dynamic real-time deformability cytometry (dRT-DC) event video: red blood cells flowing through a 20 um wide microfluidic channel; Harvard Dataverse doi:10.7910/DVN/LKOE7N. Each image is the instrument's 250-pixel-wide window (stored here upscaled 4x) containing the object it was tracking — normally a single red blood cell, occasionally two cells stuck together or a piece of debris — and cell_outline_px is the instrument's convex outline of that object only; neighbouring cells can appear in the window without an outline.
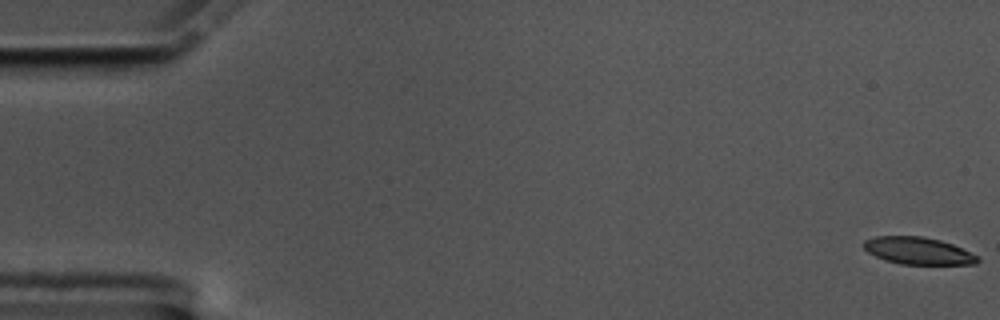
{"species": "common noctule bat (a hibernating species)", "species_latin": "Nyctalus noctula", "temperature_condition": "cold", "stored_images_in_passage": 58, "camera_frame_rate_fps": 3000, "um_per_image_px": 0.085, "animal": {"sex": "male", "body_mass_g": 17.5, "forearm_length_mm": 52.3}, "frame": {"image": 1, "passage_image": 1, "time_ms": 0.0, "image_size_px": [1000, 320], "cell_outline_px": [[980, 260], [976, 264], [900, 264], [884, 260], [868, 252], [864, 248], [864, 240], [876, 236], [924, 236], [940, 240], [952, 244], [980, 256]], "centroid_in_image_um": [78.06, 21.32], "position_along_channel_um": 6.9, "area_um2": 18.09}}
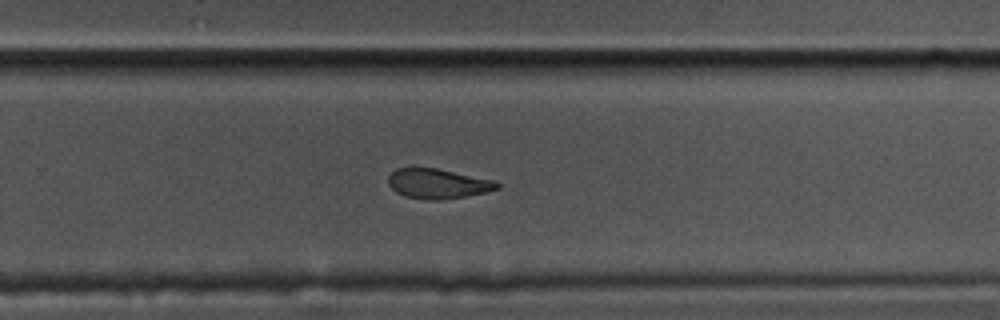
{"frame": {"image": 2, "passage_image": 38, "time_ms": 12.333, "image_size_px": [1000, 320], "cell_outline_px": [[500, 188], [484, 192], [464, 196], [440, 200], [424, 200], [404, 196], [396, 192], [388, 184], [388, 176], [396, 168], [436, 168], [496, 180], [500, 184]], "centroid_in_image_um": [37.21, 15.61], "position_along_channel_um": 292.6, "area_um2": 18.96}}
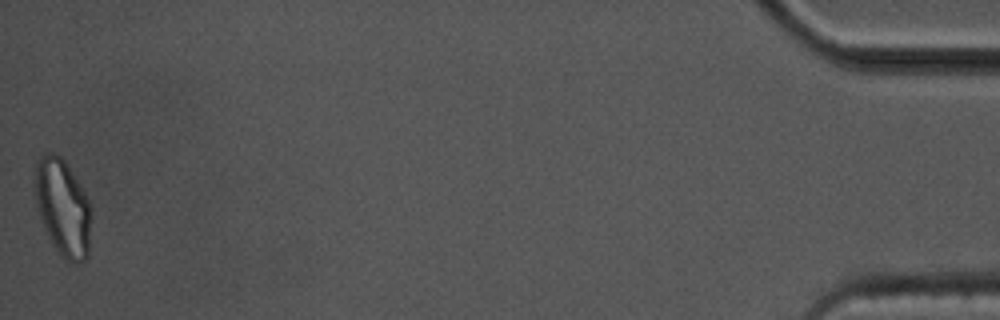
{"frame": {"image": 3, "passage_image": 58, "time_ms": 19.0, "image_size_px": [1000, 320], "cell_outline_px": [[92, 212], [88, 256], [84, 260], [76, 264], [68, 260], [52, 244], [40, 220], [36, 204], [36, 164], [40, 156], [48, 152], [56, 152], [64, 160], [84, 192], [92, 208]], "centroid_in_image_um": [5.36, 17.65], "position_along_channel_um": 429.8, "area_um2": 31.56}, "authors_computed_cell_mechanics": {"area_um2": 19.9121, "velocity_mm_per_s": 3.4968, "shape_relaxation_time_tau1_ms": 5.4665, "shape_relaxation_time_tau2_ms": 4.0579, "deformation_change_tau1": 0.1504, "deformation_change_tau2": 0.1203}}